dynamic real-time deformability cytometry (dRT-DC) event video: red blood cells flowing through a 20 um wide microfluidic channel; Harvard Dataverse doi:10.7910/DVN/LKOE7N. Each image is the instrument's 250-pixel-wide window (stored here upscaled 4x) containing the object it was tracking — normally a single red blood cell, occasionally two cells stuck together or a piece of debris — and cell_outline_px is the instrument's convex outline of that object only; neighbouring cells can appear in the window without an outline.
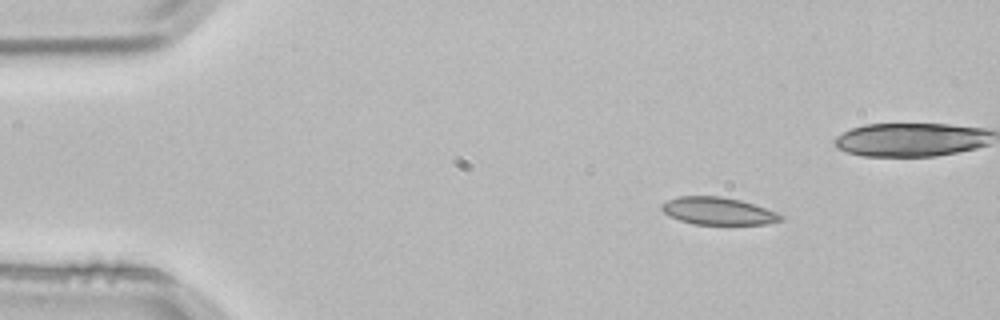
{"species": "common noctule bat (a hibernating species)", "species_latin": "Nyctalus noctula", "temperature_condition": "room temperature", "stored_images_in_passage": 3, "camera_frame_rate_fps": 3000, "um_per_image_px": 0.085, "animal": {"sex": "male", "body_mass_g": 21.5, "forearm_length_mm": 52.0}, "frame": {"image": 1, "passage_image": 1, "time_ms": 0.0, "image_size_px": [1000, 320], "cell_outline_px": [[784, 220], [768, 224], [692, 224], [680, 220], [664, 212], [660, 208], [660, 204], [668, 200], [680, 196], [720, 196], [740, 200], [776, 212], [784, 216]], "centroid_in_image_um": [61.04, 17.94], "position_along_channel_um": 24.0, "area_um2": 18.9}}